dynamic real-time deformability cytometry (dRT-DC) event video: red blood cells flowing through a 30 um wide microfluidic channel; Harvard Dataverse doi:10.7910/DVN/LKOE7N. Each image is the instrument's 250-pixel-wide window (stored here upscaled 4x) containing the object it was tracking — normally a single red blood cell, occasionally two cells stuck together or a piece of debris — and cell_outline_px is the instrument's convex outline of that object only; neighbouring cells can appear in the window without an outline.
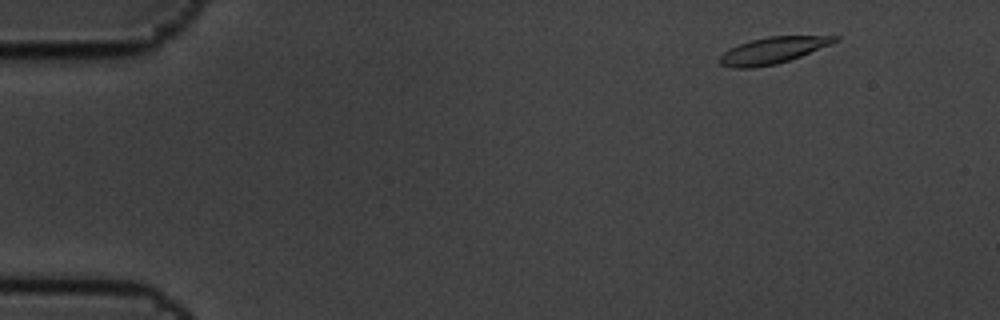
{"species": "common noctule bat (a hibernating species)", "species_latin": "Nyctalus noctula", "temperature_condition": "cold", "stored_images_in_passage": 4, "camera_frame_rate_fps": 3000, "um_per_image_px": 0.085, "animal": {"sex": "male", "body_mass_g": 19.5, "forearm_length_mm": 54.6}, "frame": {"image": 1, "passage_image": 1, "time_ms": 0.0, "image_size_px": [1000, 320], "cell_outline_px": [[840, 40], [832, 44], [800, 56], [776, 64], [752, 68], [732, 68], [720, 64], [716, 60], [724, 52], [740, 44], [752, 40], [768, 36], [840, 36]], "centroid_in_image_um": [65.69, 4.29], "position_along_channel_um": 19.3, "area_um2": 17.63}}